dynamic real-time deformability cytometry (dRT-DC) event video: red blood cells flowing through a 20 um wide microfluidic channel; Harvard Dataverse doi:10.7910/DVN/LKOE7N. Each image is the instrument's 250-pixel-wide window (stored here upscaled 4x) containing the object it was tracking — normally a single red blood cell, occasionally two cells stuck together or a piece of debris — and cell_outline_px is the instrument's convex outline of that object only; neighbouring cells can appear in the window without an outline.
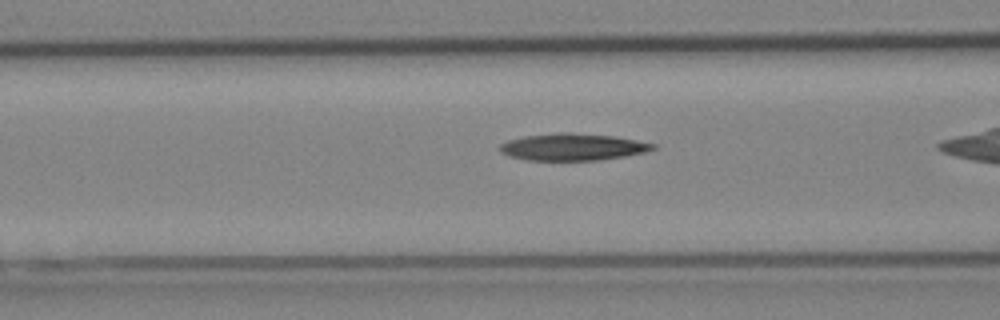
{"species": "Egyptian fruit bat (a non-hibernating species)", "species_latin": "Rousettus aegyptiacus", "temperature_condition": "cold", "stored_images_in_passage": 27, "camera_frame_rate_fps": 3000, "um_per_image_px": 0.085, "animal": {"sex": "female"}, "frame": {"image": 1, "passage_image": 8, "time_ms": 2.333, "image_size_px": [1000, 320], "cell_outline_px": [[656, 148], [644, 152], [624, 156], [600, 160], [528, 160], [508, 156], [500, 152], [500, 144], [508, 140], [524, 136], [556, 132], [572, 132], [612, 136], [636, 140], [656, 144]], "centroid_in_image_um": [48.65, 12.48], "position_along_channel_um": 117.9, "area_um2": 24.04}}